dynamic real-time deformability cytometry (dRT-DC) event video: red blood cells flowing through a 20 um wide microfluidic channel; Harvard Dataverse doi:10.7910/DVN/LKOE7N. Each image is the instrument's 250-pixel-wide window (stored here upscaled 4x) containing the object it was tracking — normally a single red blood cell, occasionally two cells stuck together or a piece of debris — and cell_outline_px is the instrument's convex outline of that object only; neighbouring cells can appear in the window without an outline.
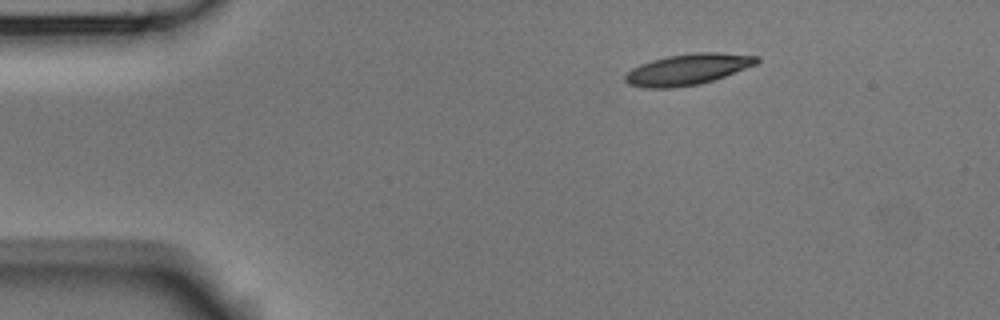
{"species": "Egyptian fruit bat (a non-hibernating species)", "species_latin": "Rousettus aegyptiacus", "temperature_condition": "room temperature", "stored_images_in_passage": 3, "camera_frame_rate_fps": 3000, "um_per_image_px": 0.085, "animal": {"sex": "male"}, "frame": {"image": 1, "passage_image": 1, "time_ms": 0.0, "image_size_px": [1000, 320], "cell_outline_px": [[760, 60], [756, 64], [724, 76], [700, 84], [672, 88], [648, 88], [628, 84], [624, 80], [624, 76], [632, 68], [640, 64], [652, 60], [668, 56], [696, 52], [720, 52], [756, 56]], "centroid_in_image_um": [58.43, 5.89], "position_along_channel_um": 26.6, "area_um2": 23.58}}